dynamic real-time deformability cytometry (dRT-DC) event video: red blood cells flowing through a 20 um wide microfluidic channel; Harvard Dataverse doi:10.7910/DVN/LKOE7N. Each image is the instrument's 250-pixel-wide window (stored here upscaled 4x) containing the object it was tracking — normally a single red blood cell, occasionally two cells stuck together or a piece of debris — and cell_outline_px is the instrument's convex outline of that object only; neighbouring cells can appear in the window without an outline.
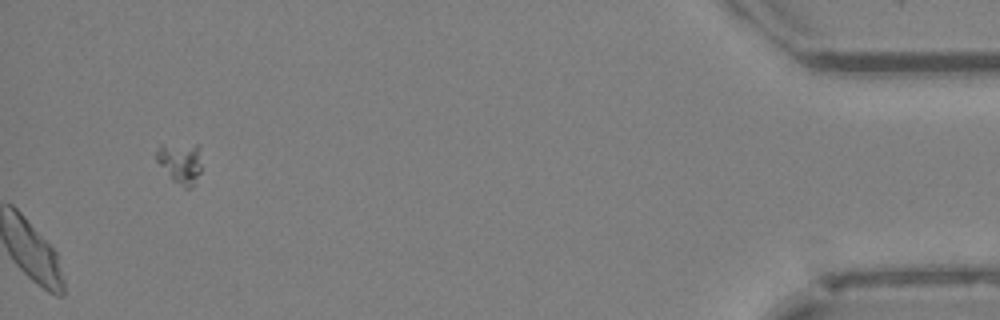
{"species": "Egyptian fruit bat (a non-hibernating species)", "species_latin": "Rousettus aegyptiacus", "temperature_condition": "cold", "stored_images_in_passage": 48, "segment_of_instrument_passage": [3, 3], "camera_frame_rate_fps": 3000, "um_per_image_px": 0.085, "animal": {"sex": "female"}, "frame": {"image": 1, "passage_image": 48, "time_ms": 15.667, "image_size_px": [1000, 320], "cell_outline_px": [[200, 172], [196, 184], [192, 188], [184, 188], [172, 180], [156, 160], [156, 152], [160, 144], [196, 144], [200, 164]], "centroid_in_image_um": [15.31, 13.87], "position_along_channel_um": 419.9, "area_um2": 10.81}}